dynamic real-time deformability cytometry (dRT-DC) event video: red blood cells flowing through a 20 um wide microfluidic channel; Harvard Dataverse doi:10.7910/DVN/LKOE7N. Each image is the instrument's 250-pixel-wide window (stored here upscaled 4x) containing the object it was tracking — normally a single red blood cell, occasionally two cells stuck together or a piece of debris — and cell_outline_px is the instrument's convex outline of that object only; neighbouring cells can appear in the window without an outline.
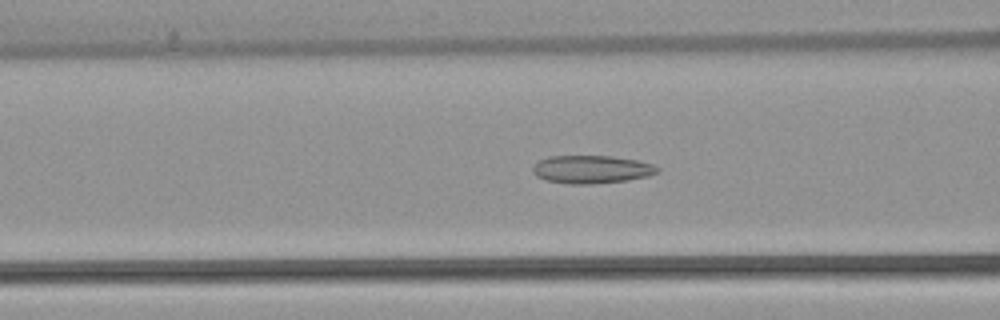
{"species": "common noctule bat (a hibernating species)", "species_latin": "Nyctalus noctula", "temperature_condition": "warm", "stored_images_in_passage": 53, "camera_frame_rate_fps": 3000, "um_per_image_px": 0.085, "animal": {"sex": "female", "body_mass_g": 22.7, "forearm_length_mm": 54.2}, "frame": {"image": 1, "passage_image": 21, "time_ms": 6.667, "image_size_px": [1000, 320], "cell_outline_px": [[660, 168], [656, 172], [648, 176], [628, 180], [592, 184], [568, 184], [548, 180], [536, 176], [532, 172], [532, 168], [540, 160], [548, 156], [612, 156], [636, 160], [652, 164]], "centroid_in_image_um": [50.27, 14.4], "position_along_channel_um": 116.3, "area_um2": 20.23}}
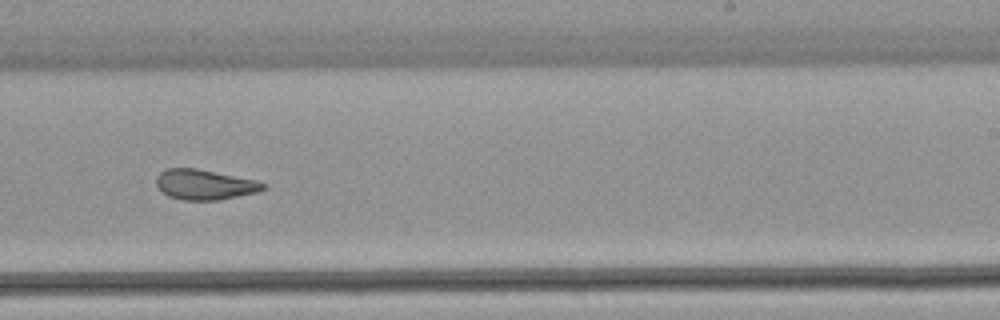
{"frame": {"image": 2, "passage_image": 33, "time_ms": 10.667, "image_size_px": [1000, 320], "cell_outline_px": [[268, 184], [264, 188], [256, 192], [220, 200], [184, 200], [168, 196], [156, 184], [156, 176], [160, 172], [168, 168], [196, 168], [256, 180]], "centroid_in_image_um": [17.39, 15.68], "position_along_channel_um": 271.6, "area_um2": 18.67}}
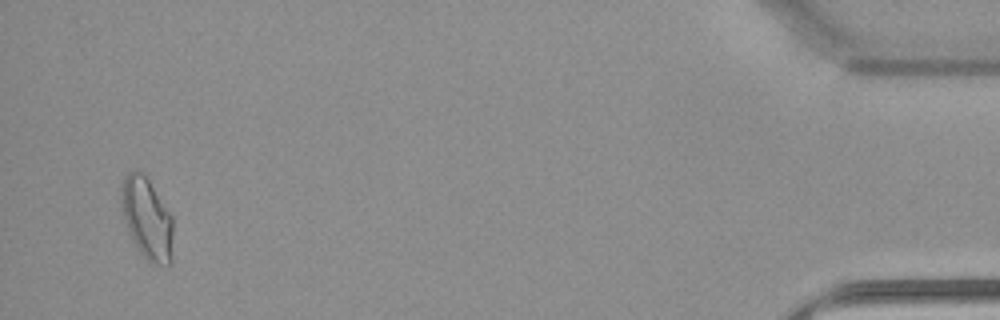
{"frame": {"image": 3, "passage_image": 51, "time_ms": 16.667, "image_size_px": [1000, 320], "cell_outline_px": [[172, 264], [152, 264], [140, 252], [124, 220], [120, 204], [120, 184], [124, 176], [132, 168], [136, 168], [148, 180], [172, 216]], "centroid_in_image_um": [12.47, 18.53], "position_along_channel_um": 422.7, "area_um2": 24.51}, "authors_computed_cell_mechanics": {"area_um2": 21.097, "velocity_mm_per_s": 3.8923, "shape_relaxation_time_tau1_ms": null, "shape_relaxation_time_tau2_ms": 2.0636, "deformation_change_tau1": null, "deformation_change_tau2": 0.098}}